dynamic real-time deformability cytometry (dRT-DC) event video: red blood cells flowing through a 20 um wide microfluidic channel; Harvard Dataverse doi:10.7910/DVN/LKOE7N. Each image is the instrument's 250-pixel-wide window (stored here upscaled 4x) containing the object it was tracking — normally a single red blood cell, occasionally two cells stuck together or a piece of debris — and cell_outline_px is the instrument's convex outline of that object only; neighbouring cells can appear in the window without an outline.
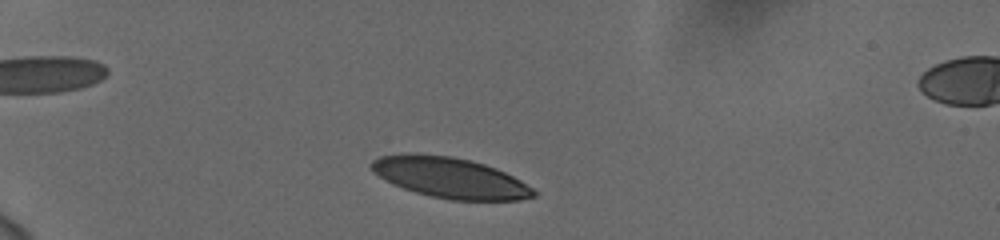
{"species": "human", "species_latin": "Homo sapiens", "temperature_condition": "cold", "stored_images_in_passage": 44, "camera_frame_rate_fps": 3000, "um_per_image_px": 0.085, "donor": {"sex": "female"}, "frame": {"image": 1, "passage_image": 4, "time_ms": 1.0, "image_size_px": [1000, 240], "cell_outline_px": [[536, 196], [520, 200], [452, 200], [432, 196], [416, 192], [392, 184], [372, 172], [368, 164], [372, 160], [380, 156], [404, 152], [416, 152], [452, 156], [472, 160], [496, 168], [520, 180], [532, 188], [536, 192]], "centroid_in_image_um": [38.19, 15.08], "position_along_channel_um": 46.8, "area_um2": 38.73}}
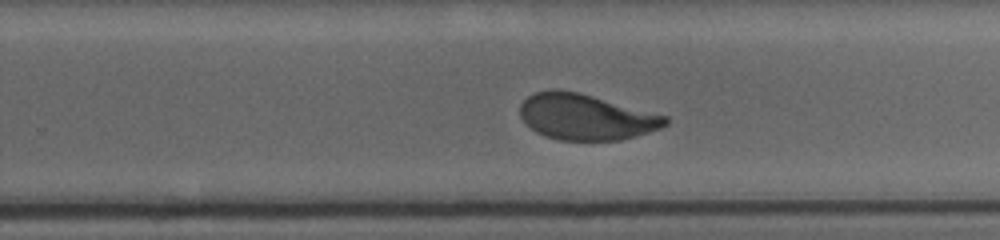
{"frame": {"image": 2, "passage_image": 27, "time_ms": 8.667, "image_size_px": [1000, 240], "cell_outline_px": [[668, 124], [660, 128], [636, 136], [620, 140], [560, 140], [544, 136], [536, 132], [524, 124], [520, 116], [520, 104], [528, 96], [536, 92], [552, 88], [556, 88], [580, 92], [668, 116]], "centroid_in_image_um": [49.77, 9.93], "position_along_channel_um": 280.0, "area_um2": 39.19}}
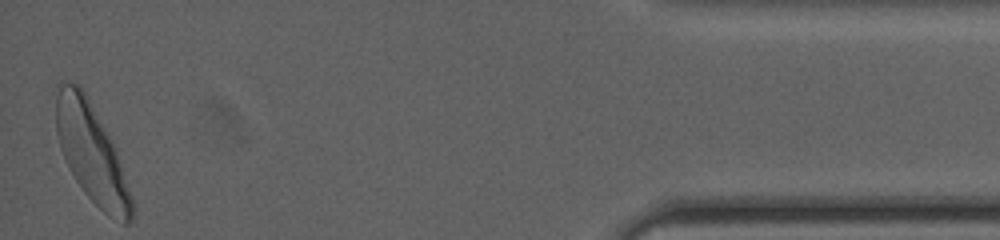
{"frame": {"image": 3, "passage_image": 44, "time_ms": 14.333, "image_size_px": [1000, 240], "cell_outline_px": [[136, 208], [132, 220], [128, 224], [124, 224], [108, 216], [84, 192], [68, 168], [60, 148], [56, 132], [56, 84], [60, 80], [80, 84], [112, 140], [116, 148], [136, 204]], "centroid_in_image_um": [7.81, 13.03], "position_along_channel_um": 427.4, "area_um2": 44.16}, "authors_computed_cell_mechanics": {"area_um2": 40.3444, "velocity_mm_per_s": 3.7167, "shape_relaxation_time_tau1_ms": 3.6893, "shape_relaxation_time_tau2_ms": 1.0953, "deformation_change_tau1": 0.1511, "deformation_change_tau2": 0.0676}}